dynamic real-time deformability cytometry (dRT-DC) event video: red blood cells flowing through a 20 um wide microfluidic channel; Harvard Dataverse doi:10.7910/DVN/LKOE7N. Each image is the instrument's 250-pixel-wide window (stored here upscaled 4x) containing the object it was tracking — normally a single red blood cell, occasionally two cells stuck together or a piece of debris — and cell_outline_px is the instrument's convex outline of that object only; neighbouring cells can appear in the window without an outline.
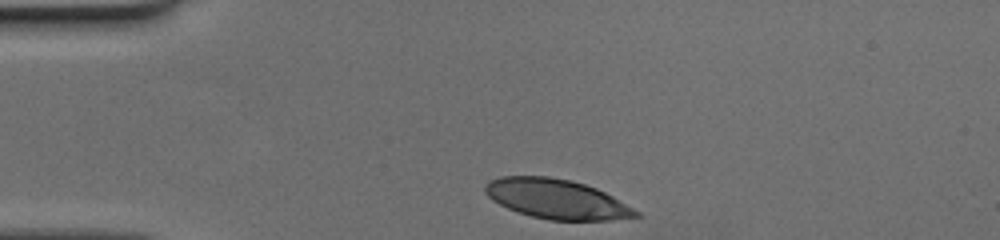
{"species": "human", "species_latin": "Homo sapiens", "temperature_condition": "cold", "stored_images_in_passage": 30, "camera_frame_rate_fps": 3000, "um_per_image_px": 0.085, "donor": {"sex": "female"}, "frame": {"image": 1, "passage_image": 1, "time_ms": 0.0, "image_size_px": [1000, 240], "cell_outline_px": [[644, 216], [612, 220], [548, 220], [516, 212], [492, 200], [484, 192], [484, 184], [488, 180], [500, 176], [548, 176], [568, 180], [584, 184], [596, 188], [612, 196], [640, 212]], "centroid_in_image_um": [47.29, 16.92], "position_along_channel_um": 37.7, "area_um2": 34.85}}
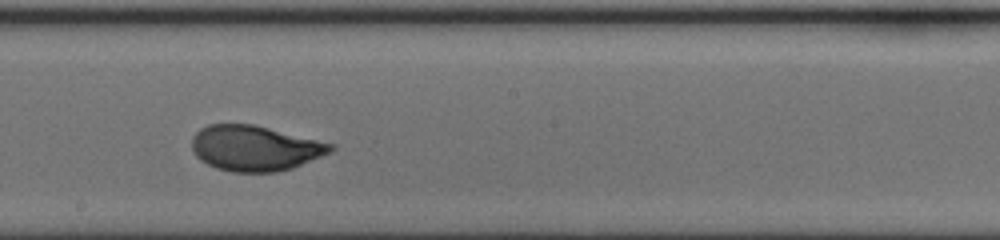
{"frame": {"image": 2, "passage_image": 18, "time_ms": 5.667, "image_size_px": [1000, 240], "cell_outline_px": [[336, 148], [332, 152], [292, 168], [276, 172], [232, 172], [216, 168], [200, 160], [192, 152], [192, 136], [200, 128], [208, 124], [252, 124], [336, 144]], "centroid_in_image_um": [21.67, 12.59], "position_along_channel_um": 226.5, "area_um2": 36.88}}
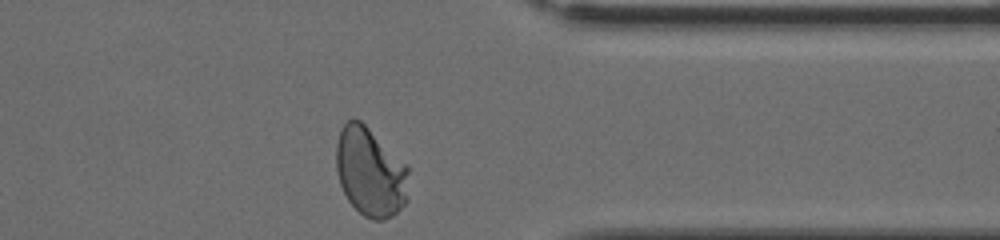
{"frame": {"image": 3, "passage_image": 30, "time_ms": 9.667, "image_size_px": [1000, 240], "cell_outline_px": [[408, 200], [392, 216], [384, 220], [372, 220], [364, 216], [348, 200], [340, 184], [336, 172], [336, 144], [340, 128], [348, 120], [360, 120], [408, 164]], "centroid_in_image_um": [31.48, 14.62], "position_along_channel_um": 379.9, "area_um2": 37.86}}